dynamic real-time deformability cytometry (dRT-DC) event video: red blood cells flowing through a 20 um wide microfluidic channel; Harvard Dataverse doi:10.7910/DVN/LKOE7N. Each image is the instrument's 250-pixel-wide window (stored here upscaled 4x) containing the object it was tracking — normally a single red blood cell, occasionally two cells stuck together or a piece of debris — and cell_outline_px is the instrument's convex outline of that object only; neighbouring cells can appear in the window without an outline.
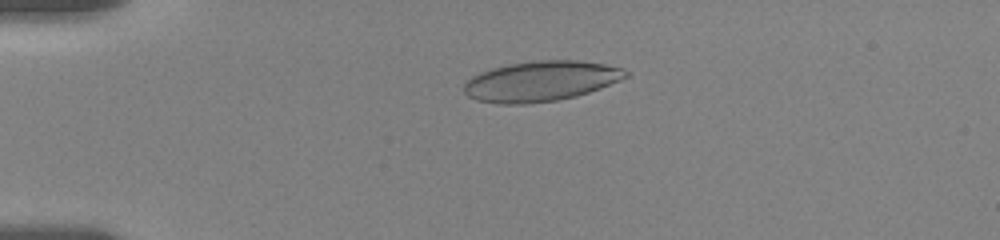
{"species": "human", "species_latin": "Homo sapiens", "temperature_condition": "room temperature", "stored_images_in_passage": 45, "camera_frame_rate_fps": 3000, "um_per_image_px": 0.085, "donor": {"sex": "female"}, "frame": {"image": 1, "passage_image": 22, "time_ms": 4.0, "image_size_px": [1000, 240], "cell_outline_px": [[628, 76], [620, 80], [600, 88], [576, 96], [556, 100], [524, 104], [496, 104], [476, 100], [468, 96], [464, 92], [464, 84], [472, 76], [480, 72], [492, 68], [508, 64], [540, 60], [576, 60], [604, 64], [620, 68], [628, 72]], "centroid_in_image_um": [45.93, 6.9], "position_along_channel_um": 39.1, "area_um2": 37.74}}
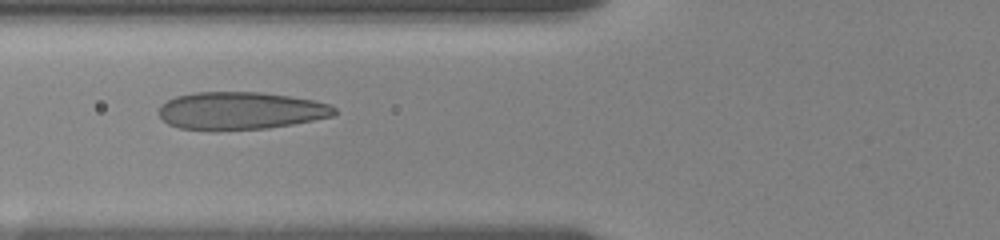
{"frame": {"image": 2, "passage_image": 44, "time_ms": 7.0, "image_size_px": [1000, 240], "cell_outline_px": [[336, 112], [332, 116], [292, 124], [268, 128], [216, 132], [212, 132], [180, 128], [168, 124], [156, 112], [160, 104], [176, 96], [196, 92], [260, 92], [288, 96], [312, 100], [328, 104], [336, 108]], "centroid_in_image_um": [20.36, 9.43], "position_along_channel_um": 105.4, "area_um2": 38.96}}